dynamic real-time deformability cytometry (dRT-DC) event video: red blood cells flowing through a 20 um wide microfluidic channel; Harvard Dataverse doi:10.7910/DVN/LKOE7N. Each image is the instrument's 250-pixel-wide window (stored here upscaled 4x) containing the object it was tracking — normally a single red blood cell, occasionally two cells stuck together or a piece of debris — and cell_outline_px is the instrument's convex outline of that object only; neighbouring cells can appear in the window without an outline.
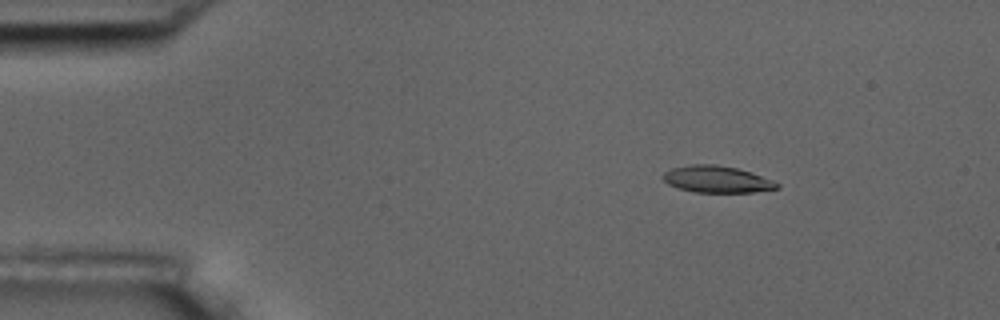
{"species": "common noctule bat (a hibernating species)", "species_latin": "Nyctalus noctula", "temperature_condition": "room temperature", "stored_images_in_passage": 9, "segment_of_instrument_passage": [1, 2], "camera_frame_rate_fps": 3000, "um_per_image_px": 0.085, "animal": {"sex": "male", "body_mass_g": 17.5, "forearm_length_mm": 52.3}, "frame": {"image": 1, "passage_image": 3, "time_ms": 0.667, "image_size_px": [1000, 320], "cell_outline_px": [[780, 188], [752, 192], [696, 192], [676, 188], [668, 184], [664, 180], [664, 172], [672, 168], [692, 164], [716, 164], [736, 168], [772, 180], [780, 184]], "centroid_in_image_um": [60.91, 15.24], "position_along_channel_um": 24.1, "area_um2": 17.57}}
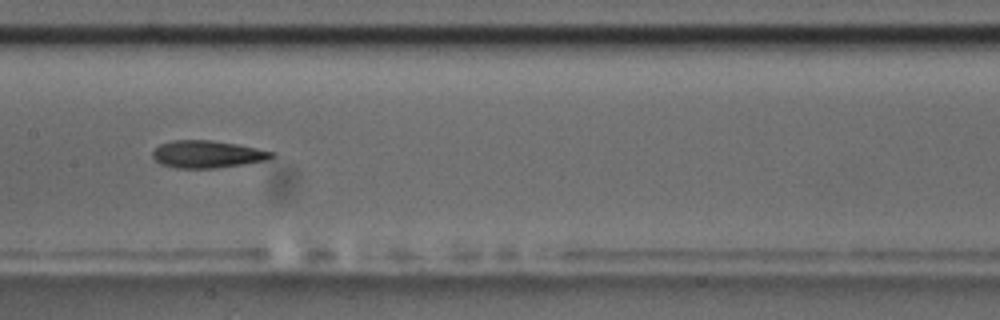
{"frame": {"image": 2, "passage_image": 8, "time_ms": 2.333, "image_size_px": [1000, 320], "cell_outline_px": [[276, 156], [268, 160], [244, 164], [216, 168], [176, 168], [160, 164], [152, 156], [152, 152], [160, 144], [172, 140], [212, 140], [236, 144], [276, 152]], "centroid_in_image_um": [17.64, 13.11], "position_along_channel_um": 189.8, "area_um2": 19.07}}